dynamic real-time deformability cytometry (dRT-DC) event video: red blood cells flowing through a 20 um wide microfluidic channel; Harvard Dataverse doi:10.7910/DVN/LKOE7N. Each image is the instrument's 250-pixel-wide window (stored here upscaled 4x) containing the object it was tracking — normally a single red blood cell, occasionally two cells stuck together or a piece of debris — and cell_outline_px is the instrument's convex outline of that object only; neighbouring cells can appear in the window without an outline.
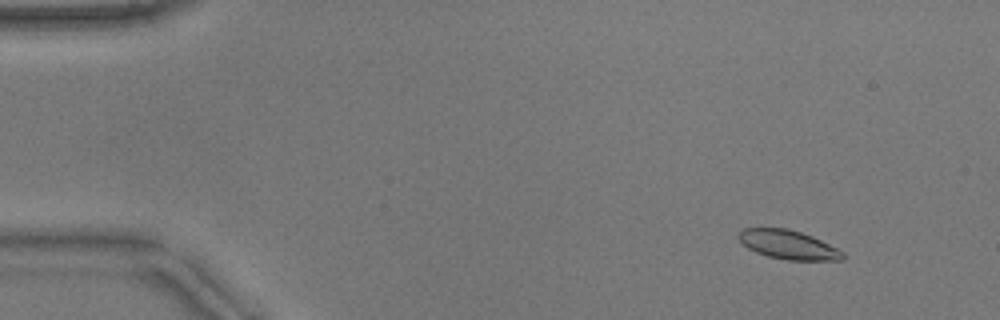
{"species": "common noctule bat (a hibernating species)", "species_latin": "Nyctalus noctula", "temperature_condition": "warm", "stored_images_in_passage": 52, "camera_frame_rate_fps": 3000, "um_per_image_px": 0.085, "animal": {"sex": "male", "body_mass_g": 17.9}, "frame": {"image": 1, "passage_image": 5, "time_ms": 1.333, "image_size_px": [1000, 320], "cell_outline_px": [[844, 260], [788, 260], [768, 256], [756, 252], [748, 248], [736, 236], [744, 228], [788, 228], [812, 236], [844, 252]], "centroid_in_image_um": [67.0, 20.8], "position_along_channel_um": 18.0, "area_um2": 17.4}}
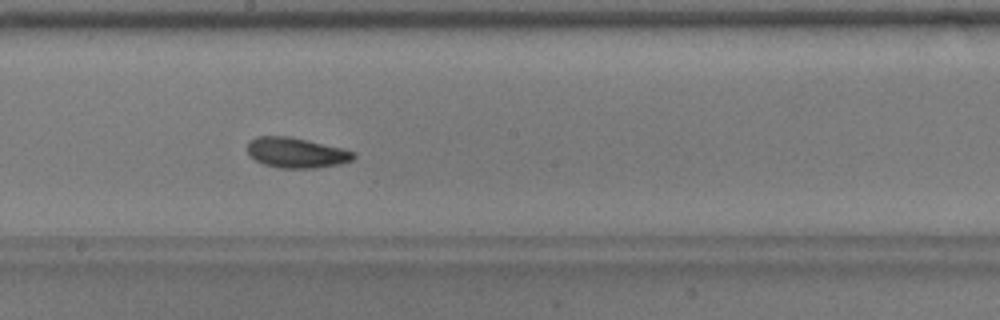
{"frame": {"image": 2, "passage_image": 29, "time_ms": 9.333, "image_size_px": [1000, 320], "cell_outline_px": [[356, 156], [352, 160], [340, 164], [316, 168], [280, 168], [264, 164], [256, 160], [248, 152], [248, 140], [256, 136], [288, 136], [308, 140], [344, 148], [356, 152]], "centroid_in_image_um": [25.22, 12.97], "position_along_channel_um": 223.0, "area_um2": 18.84}}
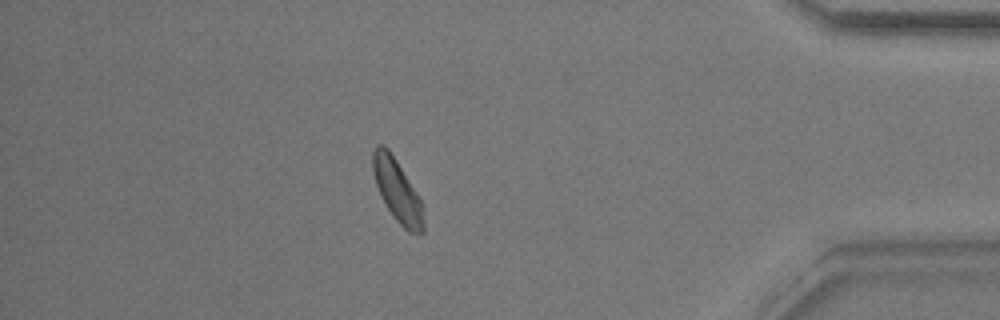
{"frame": {"image": 3, "passage_image": 46, "time_ms": 15.0, "image_size_px": [1000, 320], "cell_outline_px": [[424, 232], [420, 236], [408, 232], [396, 220], [388, 208], [376, 184], [372, 172], [372, 152], [376, 144], [384, 144], [388, 148], [396, 160], [416, 192], [424, 208]], "centroid_in_image_um": [33.78, 16.22], "position_along_channel_um": 401.4, "area_um2": 18.44}, "authors_computed_cell_mechanics": {"area_um2": 18.1203, "velocity_mm_per_s": 3.8309, "shape_relaxation_time_tau1_ms": 3.1815, "shape_relaxation_time_tau2_ms": 1.4309, "deformation_change_tau1": 0.0706, "deformation_change_tau2": 0.059}}